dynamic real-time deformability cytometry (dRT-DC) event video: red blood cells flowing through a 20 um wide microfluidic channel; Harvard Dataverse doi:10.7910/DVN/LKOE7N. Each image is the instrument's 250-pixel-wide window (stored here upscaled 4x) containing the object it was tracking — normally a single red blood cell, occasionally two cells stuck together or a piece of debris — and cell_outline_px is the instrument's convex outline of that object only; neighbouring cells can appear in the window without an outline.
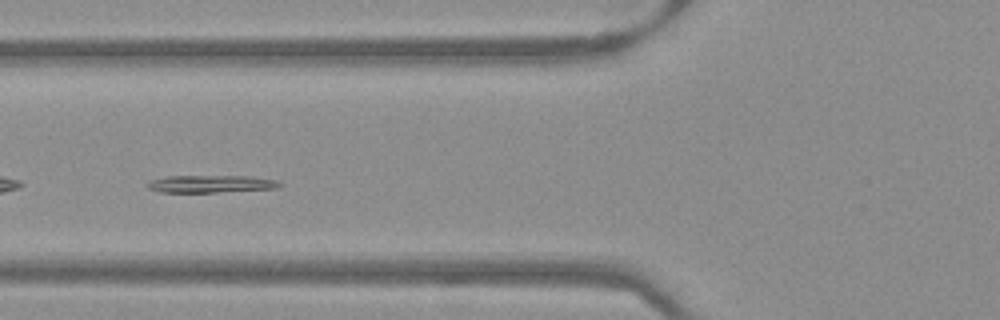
{"species": "Egyptian fruit bat (a non-hibernating species)", "species_latin": "Rousettus aegyptiacus", "temperature_condition": "warm", "stored_images_in_passage": 36, "camera_frame_rate_fps": 3000, "um_per_image_px": 0.085, "frame": {"image": 1, "passage_image": 4, "time_ms": 1.0, "image_size_px": [1000, 320], "cell_outline_px": [[284, 184], [280, 188], [216, 192], [160, 192], [148, 188], [144, 184], [148, 180], [168, 176], [248, 176], [276, 180]], "centroid_in_image_um": [17.9, 15.63], "position_along_channel_um": 107.9, "area_um2": 13.53}}
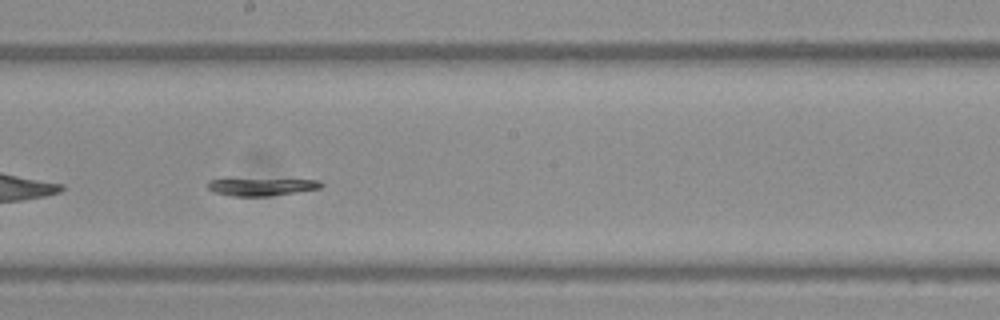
{"frame": {"image": 2, "passage_image": 13, "time_ms": 4.0, "image_size_px": [1000, 320], "cell_outline_px": [[324, 184], [320, 188], [296, 192], [268, 196], [232, 196], [216, 192], [208, 188], [208, 180], [224, 176], [228, 176], [320, 180]], "centroid_in_image_um": [22.15, 15.8], "position_along_channel_um": 226.1, "area_um2": 12.72}}
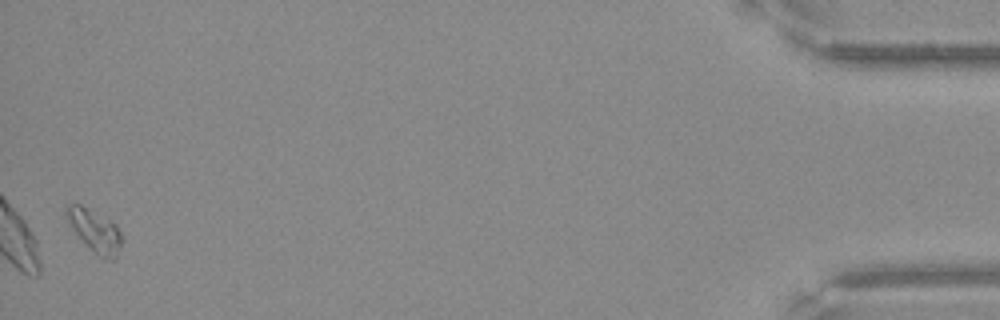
{"frame": {"image": 3, "passage_image": 35, "time_ms": 11.333, "image_size_px": [1000, 320], "cell_outline_px": [[124, 240], [116, 260], [104, 260], [72, 228], [64, 212], [64, 204], [80, 204], [116, 224], [124, 236]], "centroid_in_image_um": [8.12, 19.62], "position_along_channel_um": 427.1, "area_um2": 13.58}}